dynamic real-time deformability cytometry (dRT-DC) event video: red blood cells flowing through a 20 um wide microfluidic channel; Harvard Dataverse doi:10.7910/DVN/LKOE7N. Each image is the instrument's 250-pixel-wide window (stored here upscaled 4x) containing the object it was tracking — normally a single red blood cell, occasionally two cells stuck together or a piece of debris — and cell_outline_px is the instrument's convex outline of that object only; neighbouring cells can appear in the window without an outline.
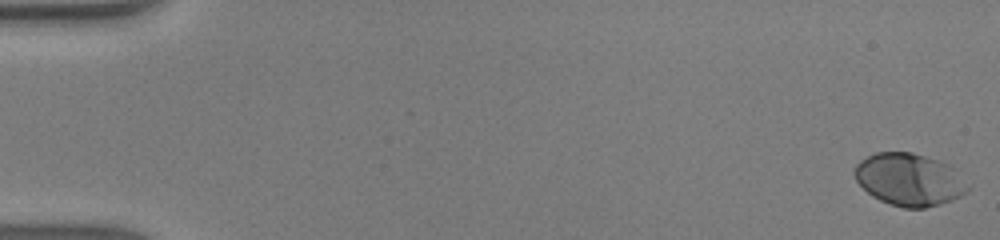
{"species": "human", "species_latin": "Homo sapiens", "temperature_condition": "warm", "stored_images_in_passage": 48, "camera_frame_rate_fps": 3000, "um_per_image_px": 0.085, "donor": {"sex": "male"}, "frame": {"image": 1, "passage_image": 1, "time_ms": 0.0, "image_size_px": [1000, 240], "cell_outline_px": [[972, 188], [968, 192], [952, 200], [940, 204], [924, 208], [904, 208], [880, 200], [872, 196], [856, 180], [852, 172], [856, 164], [860, 160], [876, 152], [912, 152], [948, 164]], "centroid_in_image_um": [77.28, 15.27], "position_along_channel_um": 7.7, "area_um2": 34.45}}
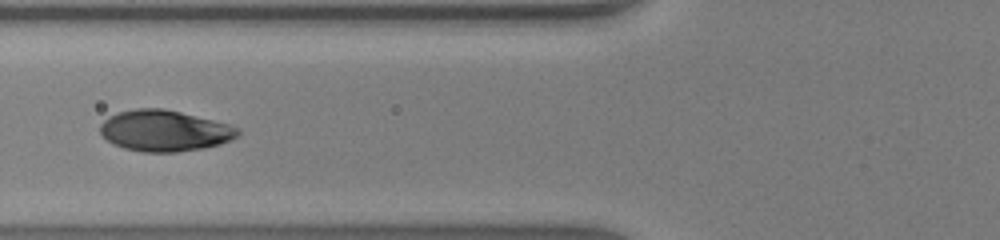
{"frame": {"image": 2, "passage_image": 20, "time_ms": 6.333, "image_size_px": [1000, 240], "cell_outline_px": [[240, 132], [236, 136], [220, 144], [204, 148], [176, 152], [144, 152], [124, 148], [112, 144], [100, 132], [100, 124], [104, 120], [116, 112], [136, 108], [164, 108], [228, 124], [240, 128]], "centroid_in_image_um": [13.95, 11.11], "position_along_channel_um": 111.8, "area_um2": 32.83}}
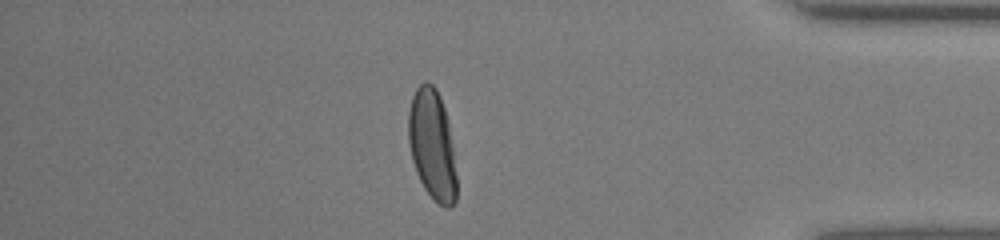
{"frame": {"image": 3, "passage_image": 42, "time_ms": 13.667, "image_size_px": [1000, 240], "cell_outline_px": [[456, 200], [448, 208], [444, 208], [424, 188], [416, 172], [412, 160], [408, 144], [408, 112], [412, 96], [416, 88], [424, 80], [428, 80], [436, 88], [440, 96], [444, 108], [448, 124], [452, 144], [456, 176]], "centroid_in_image_um": [36.71, 12.27], "position_along_channel_um": 398.5, "area_um2": 30.87}, "authors_computed_cell_mechanics": {"area_um2": 33.1194, "velocity_mm_per_s": 4.321, "shape_relaxation_time_tau1_ms": 1.936, "shape_relaxation_time_tau2_ms": null, "deformation_change_tau1": 0.1705, "deformation_change_tau2": null}}